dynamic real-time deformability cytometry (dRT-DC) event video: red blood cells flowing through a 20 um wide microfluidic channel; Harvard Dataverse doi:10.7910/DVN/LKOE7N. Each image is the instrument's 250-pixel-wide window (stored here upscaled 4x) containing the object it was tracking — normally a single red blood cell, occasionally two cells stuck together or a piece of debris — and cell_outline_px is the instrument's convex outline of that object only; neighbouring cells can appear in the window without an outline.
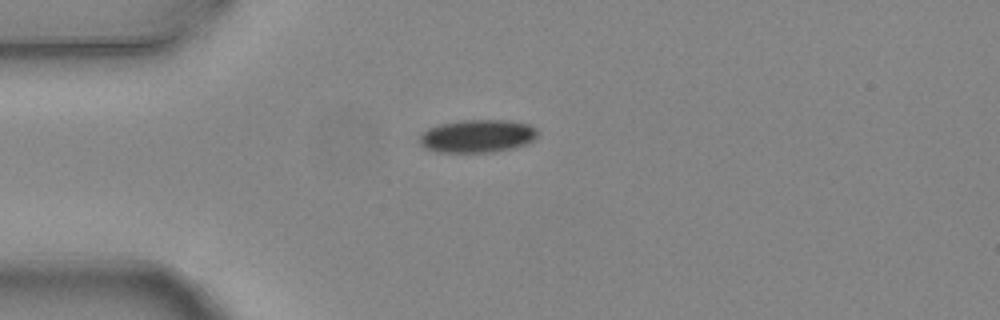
{"species": "common noctule bat (a hibernating species)", "species_latin": "Nyctalus noctula", "temperature_condition": "warm", "stored_images_in_passage": 6, "camera_frame_rate_fps": 3000, "um_per_image_px": 0.085, "animal": {"sex": "female", "body_mass_g": 24.6, "forearm_length_mm": 56.2}, "frame": {"image": 1, "passage_image": 3, "time_ms": 0.667, "image_size_px": [1000, 320], "cell_outline_px": [[536, 136], [528, 144], [512, 148], [492, 152], [436, 152], [424, 148], [420, 144], [420, 136], [428, 128], [440, 124], [460, 120], [512, 120], [528, 124], [536, 128]], "centroid_in_image_um": [40.57, 11.56], "position_along_channel_um": 44.4, "area_um2": 22.72}}
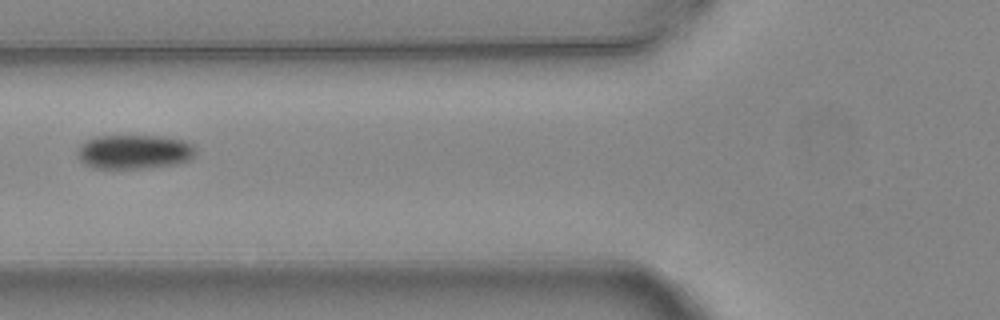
{"frame": {"image": 2, "passage_image": 5, "time_ms": 1.333, "image_size_px": [1000, 320], "cell_outline_px": [[196, 152], [188, 160], [180, 164], [148, 168], [92, 168], [84, 164], [80, 160], [76, 152], [88, 140], [96, 136], [160, 136], [184, 140], [196, 144]], "centroid_in_image_um": [11.47, 12.91], "position_along_channel_um": 114.3, "area_um2": 23.76}}
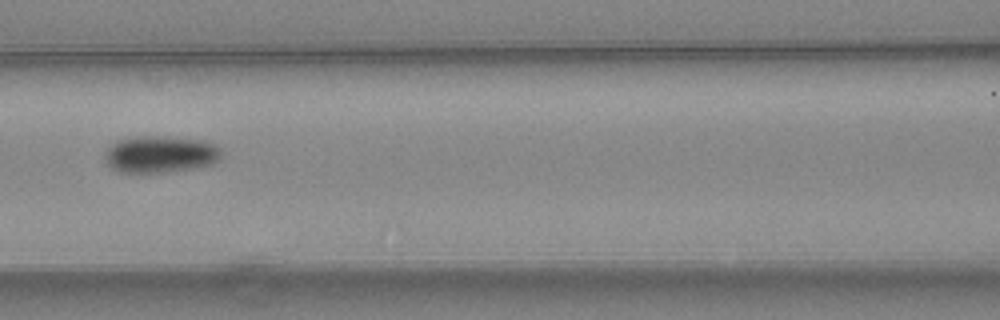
{"frame": {"image": 3, "passage_image": 6, "time_ms": 1.667, "image_size_px": [1000, 320], "cell_outline_px": [[220, 156], [212, 164], [192, 168], [160, 172], [116, 172], [104, 160], [104, 152], [116, 140], [136, 136], [160, 136], [204, 140], [216, 144], [220, 148]], "centroid_in_image_um": [13.58, 13.1], "position_along_channel_um": 153.0, "area_um2": 25.03}}